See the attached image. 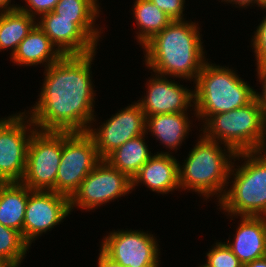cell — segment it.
<instances>
[{
  "instance_id": "6da1fadb",
  "label": "cell",
  "mask_w": 266,
  "mask_h": 267,
  "mask_svg": "<svg viewBox=\"0 0 266 267\" xmlns=\"http://www.w3.org/2000/svg\"><path fill=\"white\" fill-rule=\"evenodd\" d=\"M96 51L63 55L45 68L44 83L32 110L26 112L39 131L87 132L95 122L91 65Z\"/></svg>"
},
{
  "instance_id": "7a4b0ae2",
  "label": "cell",
  "mask_w": 266,
  "mask_h": 267,
  "mask_svg": "<svg viewBox=\"0 0 266 267\" xmlns=\"http://www.w3.org/2000/svg\"><path fill=\"white\" fill-rule=\"evenodd\" d=\"M198 23L173 20L142 48L145 65L160 76L176 77L194 83L207 62Z\"/></svg>"
},
{
  "instance_id": "3957f363",
  "label": "cell",
  "mask_w": 266,
  "mask_h": 267,
  "mask_svg": "<svg viewBox=\"0 0 266 267\" xmlns=\"http://www.w3.org/2000/svg\"><path fill=\"white\" fill-rule=\"evenodd\" d=\"M219 144L201 134L185 163L178 165L180 188L197 192L205 200L214 195L218 197V202L221 200L229 184L227 180L231 178L229 174L232 159L236 161V152L226 145L222 150Z\"/></svg>"
},
{
  "instance_id": "277c9868",
  "label": "cell",
  "mask_w": 266,
  "mask_h": 267,
  "mask_svg": "<svg viewBox=\"0 0 266 267\" xmlns=\"http://www.w3.org/2000/svg\"><path fill=\"white\" fill-rule=\"evenodd\" d=\"M194 88V115L198 120L203 119V123L211 115L244 107L256 98L255 89L234 70L208 61L198 74Z\"/></svg>"
},
{
  "instance_id": "5b68a950",
  "label": "cell",
  "mask_w": 266,
  "mask_h": 267,
  "mask_svg": "<svg viewBox=\"0 0 266 267\" xmlns=\"http://www.w3.org/2000/svg\"><path fill=\"white\" fill-rule=\"evenodd\" d=\"M245 161L238 168L232 164V187L227 188L219 205L230 216L266 217V156L256 151L236 153ZM235 172V173H234Z\"/></svg>"
},
{
  "instance_id": "8992f818",
  "label": "cell",
  "mask_w": 266,
  "mask_h": 267,
  "mask_svg": "<svg viewBox=\"0 0 266 267\" xmlns=\"http://www.w3.org/2000/svg\"><path fill=\"white\" fill-rule=\"evenodd\" d=\"M264 114L255 98L244 107L211 115L204 122L202 133L236 153L256 151L263 136Z\"/></svg>"
},
{
  "instance_id": "52a82bcc",
  "label": "cell",
  "mask_w": 266,
  "mask_h": 267,
  "mask_svg": "<svg viewBox=\"0 0 266 267\" xmlns=\"http://www.w3.org/2000/svg\"><path fill=\"white\" fill-rule=\"evenodd\" d=\"M101 160L94 139L88 132H62V156L55 192L71 198Z\"/></svg>"
},
{
  "instance_id": "ba28073f",
  "label": "cell",
  "mask_w": 266,
  "mask_h": 267,
  "mask_svg": "<svg viewBox=\"0 0 266 267\" xmlns=\"http://www.w3.org/2000/svg\"><path fill=\"white\" fill-rule=\"evenodd\" d=\"M62 156V132L36 130L27 148L21 183L32 191H54Z\"/></svg>"
},
{
  "instance_id": "9c48e42d",
  "label": "cell",
  "mask_w": 266,
  "mask_h": 267,
  "mask_svg": "<svg viewBox=\"0 0 266 267\" xmlns=\"http://www.w3.org/2000/svg\"><path fill=\"white\" fill-rule=\"evenodd\" d=\"M36 130L25 111L7 117L0 126V183L22 181L28 144Z\"/></svg>"
},
{
  "instance_id": "30bf717a",
  "label": "cell",
  "mask_w": 266,
  "mask_h": 267,
  "mask_svg": "<svg viewBox=\"0 0 266 267\" xmlns=\"http://www.w3.org/2000/svg\"><path fill=\"white\" fill-rule=\"evenodd\" d=\"M131 190L132 180L102 159L70 198V210L77 206L82 210H93L131 193Z\"/></svg>"
},
{
  "instance_id": "8fae6325",
  "label": "cell",
  "mask_w": 266,
  "mask_h": 267,
  "mask_svg": "<svg viewBox=\"0 0 266 267\" xmlns=\"http://www.w3.org/2000/svg\"><path fill=\"white\" fill-rule=\"evenodd\" d=\"M103 238L101 250L124 267H159L160 249L153 234L139 230H118Z\"/></svg>"
},
{
  "instance_id": "7c38bea8",
  "label": "cell",
  "mask_w": 266,
  "mask_h": 267,
  "mask_svg": "<svg viewBox=\"0 0 266 267\" xmlns=\"http://www.w3.org/2000/svg\"><path fill=\"white\" fill-rule=\"evenodd\" d=\"M70 198L54 191H32L23 222V238L31 246L38 236L51 231L70 213Z\"/></svg>"
},
{
  "instance_id": "4fadbf2b",
  "label": "cell",
  "mask_w": 266,
  "mask_h": 267,
  "mask_svg": "<svg viewBox=\"0 0 266 267\" xmlns=\"http://www.w3.org/2000/svg\"><path fill=\"white\" fill-rule=\"evenodd\" d=\"M92 127L87 132L94 139L100 158L105 159L127 141L146 134V116L135 102L112 115L99 129Z\"/></svg>"
},
{
  "instance_id": "5bb4252c",
  "label": "cell",
  "mask_w": 266,
  "mask_h": 267,
  "mask_svg": "<svg viewBox=\"0 0 266 267\" xmlns=\"http://www.w3.org/2000/svg\"><path fill=\"white\" fill-rule=\"evenodd\" d=\"M155 75V77H154ZM147 81L146 95L137 103L145 116L168 113H187L190 106H195L194 90L179 85L168 77L154 74Z\"/></svg>"
},
{
  "instance_id": "9a60e30c",
  "label": "cell",
  "mask_w": 266,
  "mask_h": 267,
  "mask_svg": "<svg viewBox=\"0 0 266 267\" xmlns=\"http://www.w3.org/2000/svg\"><path fill=\"white\" fill-rule=\"evenodd\" d=\"M37 25L63 55H82L96 51L97 44L73 21L53 11L38 17Z\"/></svg>"
},
{
  "instance_id": "2e32d148",
  "label": "cell",
  "mask_w": 266,
  "mask_h": 267,
  "mask_svg": "<svg viewBox=\"0 0 266 267\" xmlns=\"http://www.w3.org/2000/svg\"><path fill=\"white\" fill-rule=\"evenodd\" d=\"M179 162L169 152L152 155L132 179V190L139 183L146 185L153 192L167 194L179 186Z\"/></svg>"
},
{
  "instance_id": "e0dca14e",
  "label": "cell",
  "mask_w": 266,
  "mask_h": 267,
  "mask_svg": "<svg viewBox=\"0 0 266 267\" xmlns=\"http://www.w3.org/2000/svg\"><path fill=\"white\" fill-rule=\"evenodd\" d=\"M236 230L226 244L243 265L266 256V217L241 216Z\"/></svg>"
},
{
  "instance_id": "ac0fdd59",
  "label": "cell",
  "mask_w": 266,
  "mask_h": 267,
  "mask_svg": "<svg viewBox=\"0 0 266 267\" xmlns=\"http://www.w3.org/2000/svg\"><path fill=\"white\" fill-rule=\"evenodd\" d=\"M62 56L63 54L36 24L20 42L16 51L11 56V61L20 66H34L42 63L47 68L57 62Z\"/></svg>"
},
{
  "instance_id": "d6986e66",
  "label": "cell",
  "mask_w": 266,
  "mask_h": 267,
  "mask_svg": "<svg viewBox=\"0 0 266 267\" xmlns=\"http://www.w3.org/2000/svg\"><path fill=\"white\" fill-rule=\"evenodd\" d=\"M190 124L188 113L150 115L146 117V133L151 132L164 147L176 151L189 135Z\"/></svg>"
},
{
  "instance_id": "ffe728a7",
  "label": "cell",
  "mask_w": 266,
  "mask_h": 267,
  "mask_svg": "<svg viewBox=\"0 0 266 267\" xmlns=\"http://www.w3.org/2000/svg\"><path fill=\"white\" fill-rule=\"evenodd\" d=\"M32 192L21 182L0 183V223L23 236V222L28 196Z\"/></svg>"
},
{
  "instance_id": "44dd1931",
  "label": "cell",
  "mask_w": 266,
  "mask_h": 267,
  "mask_svg": "<svg viewBox=\"0 0 266 267\" xmlns=\"http://www.w3.org/2000/svg\"><path fill=\"white\" fill-rule=\"evenodd\" d=\"M97 2V0H59L53 12L60 15V18L73 19L98 44L101 29H97L94 25L100 13Z\"/></svg>"
},
{
  "instance_id": "7402d4cb",
  "label": "cell",
  "mask_w": 266,
  "mask_h": 267,
  "mask_svg": "<svg viewBox=\"0 0 266 267\" xmlns=\"http://www.w3.org/2000/svg\"><path fill=\"white\" fill-rule=\"evenodd\" d=\"M145 135L142 134L127 141L110 153L105 160L132 180L152 156L145 143Z\"/></svg>"
},
{
  "instance_id": "603a6c76",
  "label": "cell",
  "mask_w": 266,
  "mask_h": 267,
  "mask_svg": "<svg viewBox=\"0 0 266 267\" xmlns=\"http://www.w3.org/2000/svg\"><path fill=\"white\" fill-rule=\"evenodd\" d=\"M34 17L19 9L0 10V51L11 48V56L20 42L37 24Z\"/></svg>"
},
{
  "instance_id": "cb8c5ba5",
  "label": "cell",
  "mask_w": 266,
  "mask_h": 267,
  "mask_svg": "<svg viewBox=\"0 0 266 267\" xmlns=\"http://www.w3.org/2000/svg\"><path fill=\"white\" fill-rule=\"evenodd\" d=\"M134 2L132 9L139 28L136 36L139 45L143 46L173 20L150 0H135Z\"/></svg>"
},
{
  "instance_id": "d4e9b609",
  "label": "cell",
  "mask_w": 266,
  "mask_h": 267,
  "mask_svg": "<svg viewBox=\"0 0 266 267\" xmlns=\"http://www.w3.org/2000/svg\"><path fill=\"white\" fill-rule=\"evenodd\" d=\"M29 247L21 232L0 223V259L9 267H19Z\"/></svg>"
},
{
  "instance_id": "484cf974",
  "label": "cell",
  "mask_w": 266,
  "mask_h": 267,
  "mask_svg": "<svg viewBox=\"0 0 266 267\" xmlns=\"http://www.w3.org/2000/svg\"><path fill=\"white\" fill-rule=\"evenodd\" d=\"M206 254L205 267H244L226 242H216Z\"/></svg>"
},
{
  "instance_id": "4316f807",
  "label": "cell",
  "mask_w": 266,
  "mask_h": 267,
  "mask_svg": "<svg viewBox=\"0 0 266 267\" xmlns=\"http://www.w3.org/2000/svg\"><path fill=\"white\" fill-rule=\"evenodd\" d=\"M264 9L266 10V8ZM254 33L251 45L256 56V64H264L266 63V16L263 17V20Z\"/></svg>"
},
{
  "instance_id": "83f0119b",
  "label": "cell",
  "mask_w": 266,
  "mask_h": 267,
  "mask_svg": "<svg viewBox=\"0 0 266 267\" xmlns=\"http://www.w3.org/2000/svg\"><path fill=\"white\" fill-rule=\"evenodd\" d=\"M58 1L59 0H25V4L27 5H19L18 9L36 18L37 16L53 11Z\"/></svg>"
},
{
  "instance_id": "f1b7e54d",
  "label": "cell",
  "mask_w": 266,
  "mask_h": 267,
  "mask_svg": "<svg viewBox=\"0 0 266 267\" xmlns=\"http://www.w3.org/2000/svg\"><path fill=\"white\" fill-rule=\"evenodd\" d=\"M172 20H185L183 17L185 0H150Z\"/></svg>"
},
{
  "instance_id": "f546056e",
  "label": "cell",
  "mask_w": 266,
  "mask_h": 267,
  "mask_svg": "<svg viewBox=\"0 0 266 267\" xmlns=\"http://www.w3.org/2000/svg\"><path fill=\"white\" fill-rule=\"evenodd\" d=\"M257 76L259 81L262 83V92L256 91V99L259 102V105L262 107L266 113V63L257 65Z\"/></svg>"
},
{
  "instance_id": "4dcf8cb0",
  "label": "cell",
  "mask_w": 266,
  "mask_h": 267,
  "mask_svg": "<svg viewBox=\"0 0 266 267\" xmlns=\"http://www.w3.org/2000/svg\"><path fill=\"white\" fill-rule=\"evenodd\" d=\"M98 267H124L113 261L101 249L98 257Z\"/></svg>"
},
{
  "instance_id": "1f68e13d",
  "label": "cell",
  "mask_w": 266,
  "mask_h": 267,
  "mask_svg": "<svg viewBox=\"0 0 266 267\" xmlns=\"http://www.w3.org/2000/svg\"><path fill=\"white\" fill-rule=\"evenodd\" d=\"M256 152L266 156V113L264 114L263 136Z\"/></svg>"
},
{
  "instance_id": "d6a6232c",
  "label": "cell",
  "mask_w": 266,
  "mask_h": 267,
  "mask_svg": "<svg viewBox=\"0 0 266 267\" xmlns=\"http://www.w3.org/2000/svg\"><path fill=\"white\" fill-rule=\"evenodd\" d=\"M227 2V3H232V4H238L239 7H247L251 4L255 6L256 0H221V2Z\"/></svg>"
},
{
  "instance_id": "836d02e7",
  "label": "cell",
  "mask_w": 266,
  "mask_h": 267,
  "mask_svg": "<svg viewBox=\"0 0 266 267\" xmlns=\"http://www.w3.org/2000/svg\"><path fill=\"white\" fill-rule=\"evenodd\" d=\"M244 267H266V256L246 263Z\"/></svg>"
},
{
  "instance_id": "e575fe53",
  "label": "cell",
  "mask_w": 266,
  "mask_h": 267,
  "mask_svg": "<svg viewBox=\"0 0 266 267\" xmlns=\"http://www.w3.org/2000/svg\"><path fill=\"white\" fill-rule=\"evenodd\" d=\"M11 0H0V10H14L18 9L19 5H11Z\"/></svg>"
},
{
  "instance_id": "d590c367",
  "label": "cell",
  "mask_w": 266,
  "mask_h": 267,
  "mask_svg": "<svg viewBox=\"0 0 266 267\" xmlns=\"http://www.w3.org/2000/svg\"><path fill=\"white\" fill-rule=\"evenodd\" d=\"M256 4L258 7H261V9L266 8V0H256Z\"/></svg>"
},
{
  "instance_id": "8d00e7d4",
  "label": "cell",
  "mask_w": 266,
  "mask_h": 267,
  "mask_svg": "<svg viewBox=\"0 0 266 267\" xmlns=\"http://www.w3.org/2000/svg\"><path fill=\"white\" fill-rule=\"evenodd\" d=\"M0 267H9V266L0 259Z\"/></svg>"
},
{
  "instance_id": "74e56055",
  "label": "cell",
  "mask_w": 266,
  "mask_h": 267,
  "mask_svg": "<svg viewBox=\"0 0 266 267\" xmlns=\"http://www.w3.org/2000/svg\"><path fill=\"white\" fill-rule=\"evenodd\" d=\"M7 119H6V117L3 119H0V126L6 121Z\"/></svg>"
}]
</instances>
